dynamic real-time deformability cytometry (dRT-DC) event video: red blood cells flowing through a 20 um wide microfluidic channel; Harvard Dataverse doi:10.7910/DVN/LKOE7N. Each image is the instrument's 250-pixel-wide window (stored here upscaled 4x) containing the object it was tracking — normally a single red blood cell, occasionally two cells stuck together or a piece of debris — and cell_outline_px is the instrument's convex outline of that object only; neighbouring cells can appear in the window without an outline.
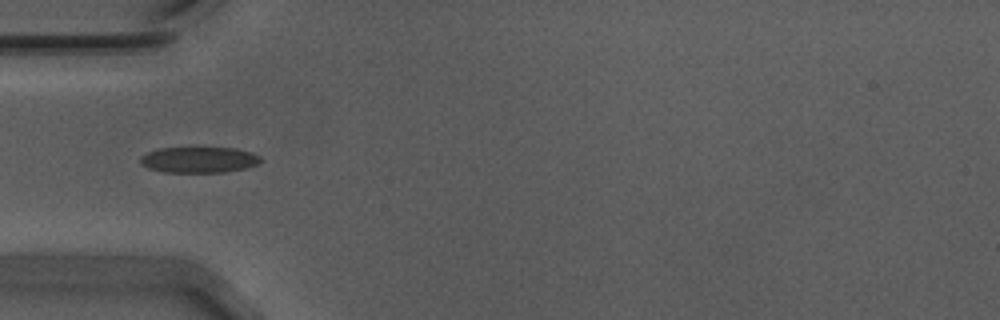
{"species": "Egyptian fruit bat (a non-hibernating species)", "species_latin": "Rousettus aegyptiacus", "temperature_condition": "warm", "stored_images_in_passage": 39, "camera_frame_rate_fps": 3000, "um_per_image_px": 0.085, "animal": {"sex": "male"}, "frame": {"image": 1, "passage_image": 1, "time_ms": 0.0, "image_size_px": [1000, 320], "cell_outline_px": [[264, 160], [256, 164], [244, 168], [224, 172], [164, 172], [148, 168], [140, 164], [140, 156], [148, 152], [160, 148], [236, 148], [252, 152], [260, 156]], "centroid_in_image_um": [16.91, 13.58], "position_along_channel_um": 68.1, "area_um2": 18.15}}
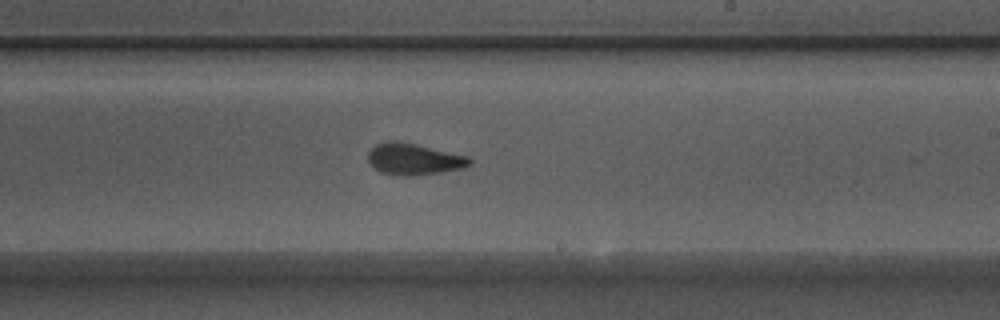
{"frame": {"image": 2, "passage_image": 16, "time_ms": 5.0, "image_size_px": [1000, 320], "cell_outline_px": [[472, 164], [460, 168], [440, 172], [408, 176], [404, 176], [380, 172], [368, 160], [368, 152], [376, 144], [388, 140], [400, 140], [468, 156], [472, 160]], "centroid_in_image_um": [35.17, 13.5], "position_along_channel_um": 253.8, "area_um2": 18.55}}
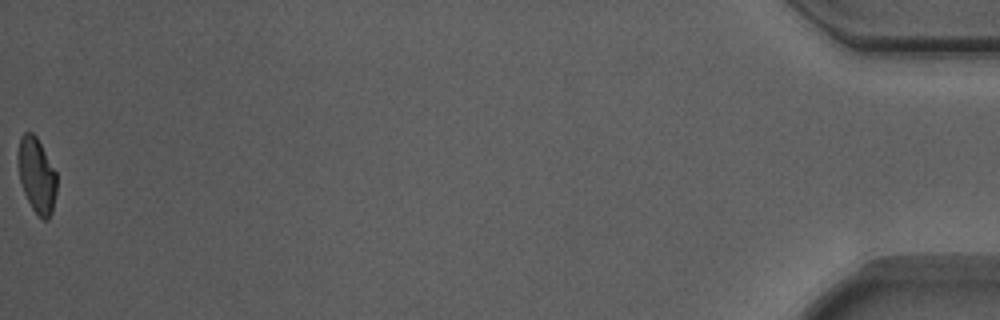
{"frame": {"image": 3, "passage_image": 39, "time_ms": 12.667, "image_size_px": [1000, 320], "cell_outline_px": [[56, 192], [52, 212], [48, 220], [44, 220], [32, 208], [24, 192], [20, 180], [16, 156], [20, 136], [24, 132], [32, 132], [36, 136], [56, 172]], "centroid_in_image_um": [3.1, 14.87], "position_along_channel_um": 432.1, "area_um2": 16.94}, "authors_computed_cell_mechanics": {"area_um2": 18.1492, "velocity_mm_per_s": 3.718, "shape_relaxation_time_tau1_ms": 4.9717, "shape_relaxation_time_tau2_ms": 1.1206, "deformation_change_tau1": 0.1523, "deformation_change_tau2": 0.0601}}